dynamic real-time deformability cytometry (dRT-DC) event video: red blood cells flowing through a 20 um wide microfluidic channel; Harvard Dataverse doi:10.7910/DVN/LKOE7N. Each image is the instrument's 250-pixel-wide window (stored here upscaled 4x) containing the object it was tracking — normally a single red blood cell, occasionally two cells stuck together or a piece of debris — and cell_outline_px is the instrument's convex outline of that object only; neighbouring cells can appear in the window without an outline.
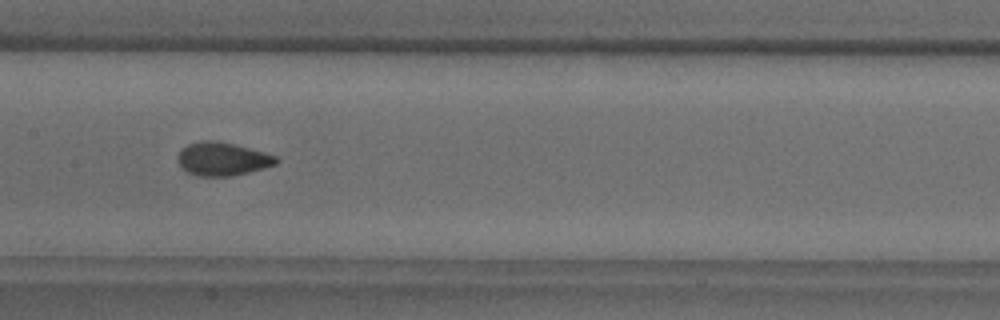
{"species": "common noctule bat (a hibernating species)", "species_latin": "Nyctalus noctula", "temperature_condition": "warm", "stored_images_in_passage": 39, "camera_frame_rate_fps": 3000, "um_per_image_px": 0.085, "animal": {"sex": "male", "body_mass_g": 18.8}, "frame": {"image": 1, "passage_image": 12, "time_ms": 3.667, "image_size_px": [1000, 320], "cell_outline_px": [[280, 160], [276, 164], [264, 168], [232, 176], [200, 176], [188, 172], [176, 160], [176, 156], [180, 148], [188, 144], [200, 140], [216, 140], [236, 144], [264, 152], [276, 156]], "centroid_in_image_um": [18.89, 13.49], "position_along_channel_um": 188.5, "area_um2": 19.31}, "authors_computed_cell_mechanics": {"area_um2": 18.5538, "velocity_mm_per_s": 3.8732, "shape_relaxation_time_tau1_ms": 4.0598, "shape_relaxation_time_tau2_ms": 0.8514, "deformation_change_tau1": 0.1273, "deformation_change_tau2": 0.0524}}